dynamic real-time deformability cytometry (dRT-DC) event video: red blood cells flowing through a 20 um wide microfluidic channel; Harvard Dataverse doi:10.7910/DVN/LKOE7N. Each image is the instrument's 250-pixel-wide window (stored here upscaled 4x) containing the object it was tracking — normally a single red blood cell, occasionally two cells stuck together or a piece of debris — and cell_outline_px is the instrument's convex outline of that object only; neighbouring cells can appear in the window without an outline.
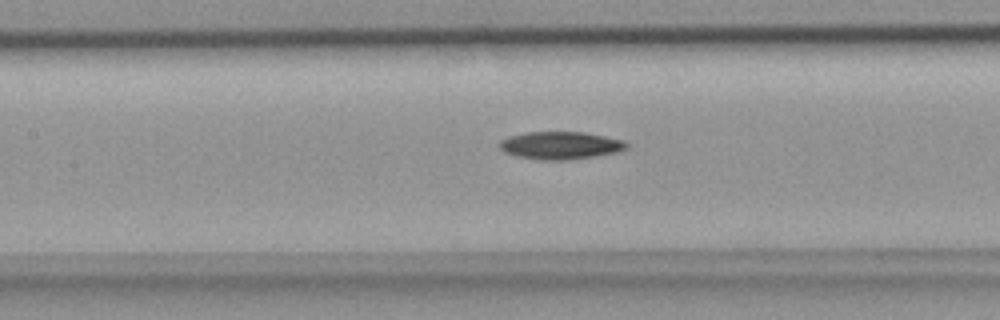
{"species": "common noctule bat (a hibernating species)", "species_latin": "Nyctalus noctula", "temperature_condition": "room temperature", "stored_images_in_passage": 9, "camera_frame_rate_fps": 3000, "um_per_image_px": 0.085, "animal": {"sex": "female", "body_mass_g": 18.4}, "frame": {"image": 1, "passage_image": 9, "time_ms": 2.667, "image_size_px": [1000, 320], "cell_outline_px": [[628, 148], [616, 152], [596, 156], [568, 160], [540, 160], [516, 156], [504, 152], [500, 148], [500, 140], [508, 136], [524, 132], [584, 132], [624, 140], [628, 144]], "centroid_in_image_um": [47.63, 12.36], "position_along_channel_um": 159.8, "area_um2": 20.58}}